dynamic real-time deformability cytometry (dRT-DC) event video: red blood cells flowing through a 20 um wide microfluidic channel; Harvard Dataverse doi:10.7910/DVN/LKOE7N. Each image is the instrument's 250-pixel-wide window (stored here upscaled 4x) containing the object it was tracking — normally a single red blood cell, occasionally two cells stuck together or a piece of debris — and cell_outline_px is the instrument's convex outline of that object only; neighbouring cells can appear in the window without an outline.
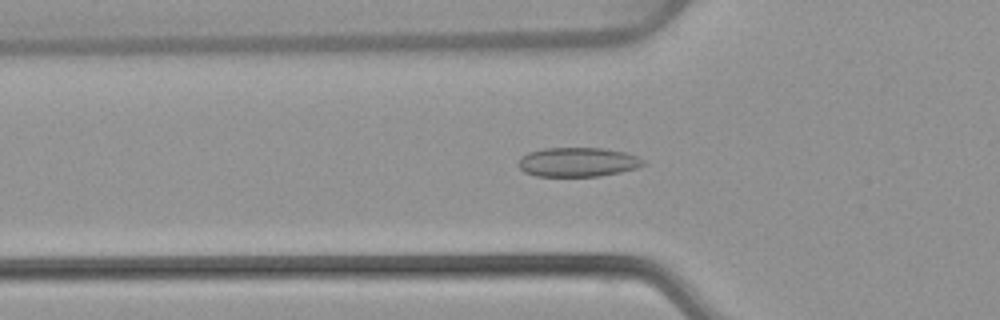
{"species": "common noctule bat (a hibernating species)", "species_latin": "Nyctalus noctula", "temperature_condition": "warm", "stored_images_in_passage": 52, "camera_frame_rate_fps": 3000, "um_per_image_px": 0.085, "animal": {"sex": "female", "body_mass_g": 22.7, "forearm_length_mm": 54.2}, "frame": {"image": 1, "passage_image": 17, "time_ms": 5.333, "image_size_px": [1000, 320], "cell_outline_px": [[648, 164], [636, 168], [620, 172], [600, 176], [536, 176], [524, 172], [516, 164], [520, 156], [528, 152], [544, 148], [604, 148], [624, 152], [636, 156], [644, 160]], "centroid_in_image_um": [49.09, 13.77], "position_along_channel_um": 76.7, "area_um2": 21.5}}
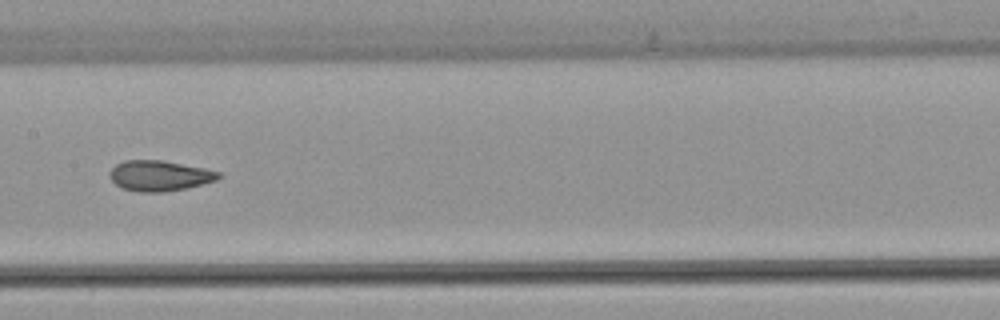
{"frame": {"image": 2, "passage_image": 26, "time_ms": 8.333, "image_size_px": [1000, 320], "cell_outline_px": [[224, 176], [216, 180], [188, 188], [164, 192], [140, 192], [124, 188], [116, 184], [108, 176], [108, 172], [116, 164], [124, 160], [164, 160], [204, 168], [220, 172]], "centroid_in_image_um": [13.57, 14.93], "position_along_channel_um": 193.8, "area_um2": 19.48}}
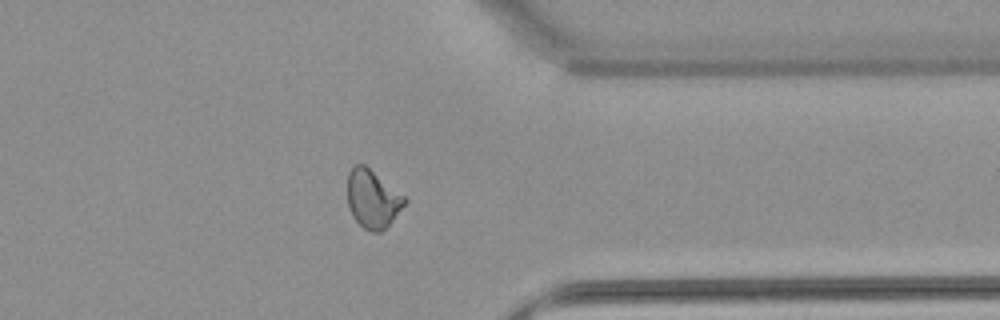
{"frame": {"image": 3, "passage_image": 41, "time_ms": 13.333, "image_size_px": [1000, 320], "cell_outline_px": [[408, 200], [392, 220], [380, 232], [372, 232], [364, 228], [352, 216], [348, 208], [348, 172], [356, 164], [364, 164], [404, 196]], "centroid_in_image_um": [31.65, 16.91], "position_along_channel_um": 379.8, "area_um2": 19.02}, "authors_computed_cell_mechanics": {"area_um2": 19.9988, "velocity_mm_per_s": 3.8802, "shape_relaxation_time_tau1_ms": null, "shape_relaxation_time_tau2_ms": 1.4594, "deformation_change_tau1": null, "deformation_change_tau2": 0.0679}}